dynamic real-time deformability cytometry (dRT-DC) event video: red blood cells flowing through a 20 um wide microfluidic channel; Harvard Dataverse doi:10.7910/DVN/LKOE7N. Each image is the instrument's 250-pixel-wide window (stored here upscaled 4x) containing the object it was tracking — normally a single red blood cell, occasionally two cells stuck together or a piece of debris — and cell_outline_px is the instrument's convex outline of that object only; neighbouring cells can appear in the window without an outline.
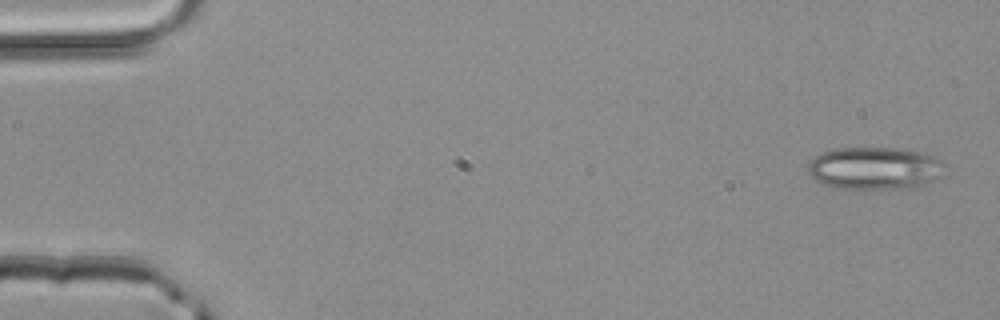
{"species": "common noctule bat (a hibernating species)", "species_latin": "Nyctalus noctula", "temperature_condition": "room temperature", "stored_images_in_passage": 4, "camera_frame_rate_fps": 3000, "um_per_image_px": 0.085, "animal": {"sex": "male", "body_mass_g": 20.4}, "frame": {"image": 1, "passage_image": 1, "time_ms": 0.0, "image_size_px": [1000, 320], "cell_outline_px": [[944, 164], [940, 176], [932, 180], [920, 184], [896, 188], [836, 188], [824, 184], [816, 180], [808, 172], [808, 164], [820, 152], [836, 148], [904, 148], [932, 156], [940, 160]], "centroid_in_image_um": [74.29, 14.27], "position_along_channel_um": 10.7, "area_um2": 33.23}}